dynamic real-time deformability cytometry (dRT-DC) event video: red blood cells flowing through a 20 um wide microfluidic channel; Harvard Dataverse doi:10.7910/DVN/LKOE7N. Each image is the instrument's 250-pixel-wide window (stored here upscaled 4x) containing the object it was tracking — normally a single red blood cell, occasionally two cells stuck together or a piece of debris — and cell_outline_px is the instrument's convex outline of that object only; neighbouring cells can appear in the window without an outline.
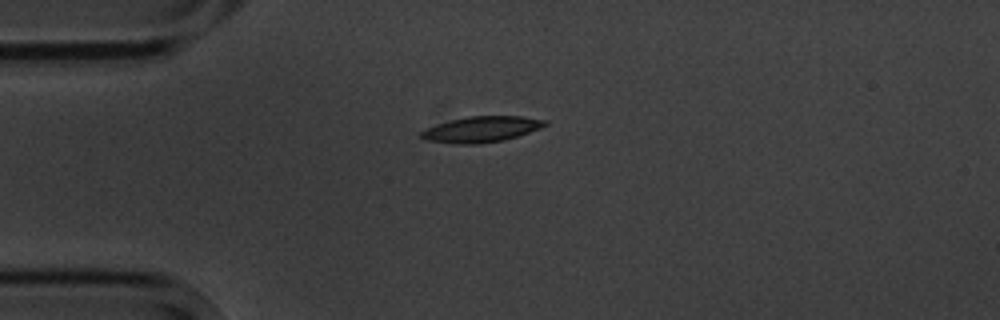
{"species": "common noctule bat (a hibernating species)", "species_latin": "Nyctalus noctula", "temperature_condition": "cold", "stored_images_in_passage": 4, "camera_frame_rate_fps": 3000, "um_per_image_px": 0.085, "animal": {"sex": "male", "body_mass_g": 20.1, "forearm_length_mm": 53.5}, "frame": {"image": 1, "passage_image": 4, "time_ms": 3.667, "image_size_px": [1000, 320], "cell_outline_px": [[548, 124], [540, 128], [504, 140], [476, 144], [452, 144], [424, 140], [420, 136], [420, 132], [424, 128], [452, 120], [468, 116], [520, 116], [548, 120]], "centroid_in_image_um": [40.88, 10.99], "position_along_channel_um": 44.1, "area_um2": 18.61}}